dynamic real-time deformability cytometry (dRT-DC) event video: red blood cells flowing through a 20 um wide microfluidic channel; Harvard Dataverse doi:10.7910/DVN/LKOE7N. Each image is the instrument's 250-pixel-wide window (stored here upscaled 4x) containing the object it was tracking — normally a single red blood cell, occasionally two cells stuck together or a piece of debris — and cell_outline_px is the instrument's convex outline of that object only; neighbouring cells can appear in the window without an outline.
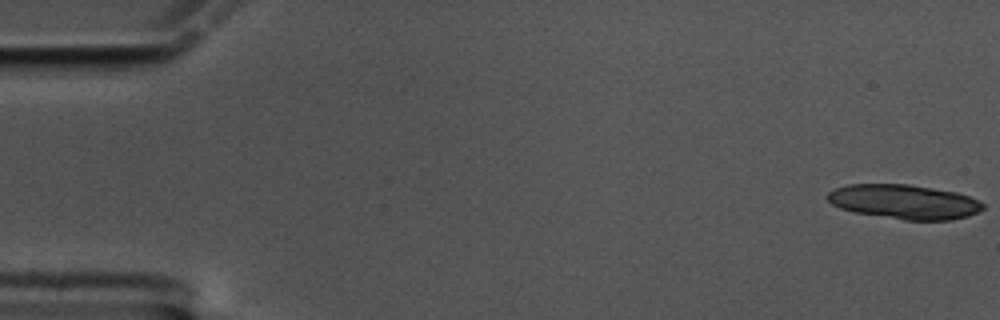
{"species": "common noctule bat (a hibernating species)", "species_latin": "Nyctalus noctula", "temperature_condition": "cold", "stored_images_in_passage": 17, "camera_frame_rate_fps": 3000, "um_per_image_px": 0.085, "animal": {"sex": "male", "body_mass_g": 17.5, "forearm_length_mm": 52.3}, "frame": {"image": 1, "passage_image": 1, "time_ms": 0.0, "image_size_px": [1000, 320], "cell_outline_px": [[984, 208], [968, 216], [952, 220], [904, 220], [852, 212], [840, 208], [832, 204], [828, 200], [828, 192], [836, 188], [848, 184], [908, 184], [956, 192], [968, 196], [984, 204]], "centroid_in_image_um": [76.83, 17.15], "position_along_channel_um": 8.2, "area_um2": 31.1}}